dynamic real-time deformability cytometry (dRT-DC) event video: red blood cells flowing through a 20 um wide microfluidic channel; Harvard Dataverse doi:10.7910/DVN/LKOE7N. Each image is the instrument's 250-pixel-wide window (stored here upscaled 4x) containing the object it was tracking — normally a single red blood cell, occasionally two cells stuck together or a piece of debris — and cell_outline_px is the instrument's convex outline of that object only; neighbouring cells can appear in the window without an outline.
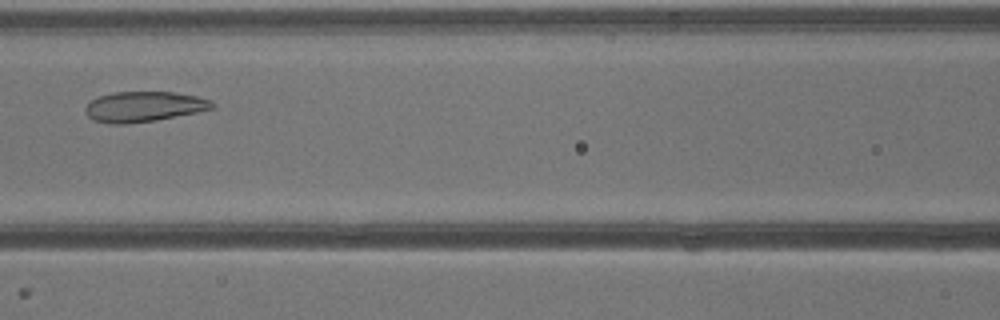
{"species": "common noctule bat (a hibernating species)", "species_latin": "Nyctalus noctula", "temperature_condition": "warm", "stored_images_in_passage": 33, "camera_frame_rate_fps": 3000, "um_per_image_px": 0.085, "animal": {"sex": "male", "body_mass_g": 13.3}, "frame": {"image": 1, "passage_image": 11, "time_ms": 3.333, "image_size_px": [1000, 320], "cell_outline_px": [[216, 108], [156, 120], [124, 124], [108, 124], [92, 120], [84, 112], [84, 108], [92, 100], [100, 96], [112, 92], [172, 92], [196, 96], [212, 100], [216, 104]], "centroid_in_image_um": [12.23, 9.07], "position_along_channel_um": 154.4, "area_um2": 22.48}}
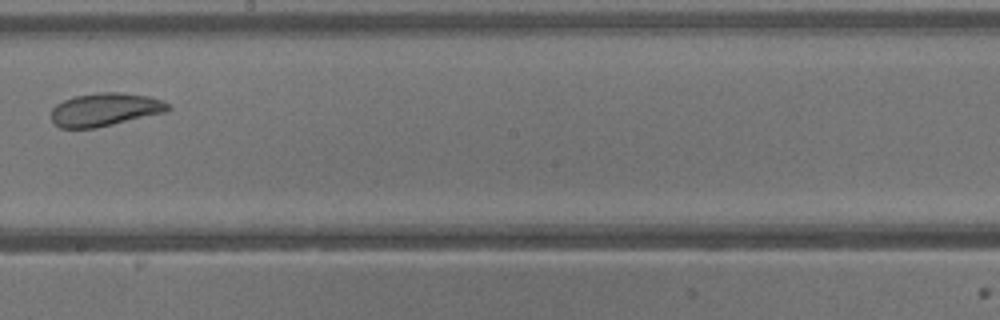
{"frame": {"image": 2, "passage_image": 16, "time_ms": 5.0, "image_size_px": [1000, 320], "cell_outline_px": [[172, 108], [168, 112], [96, 128], [60, 128], [52, 120], [52, 108], [56, 104], [64, 100], [76, 96], [100, 92], [120, 92], [148, 96], [164, 100]], "centroid_in_image_um": [8.97, 9.31], "position_along_channel_um": 239.2, "area_um2": 22.66}}
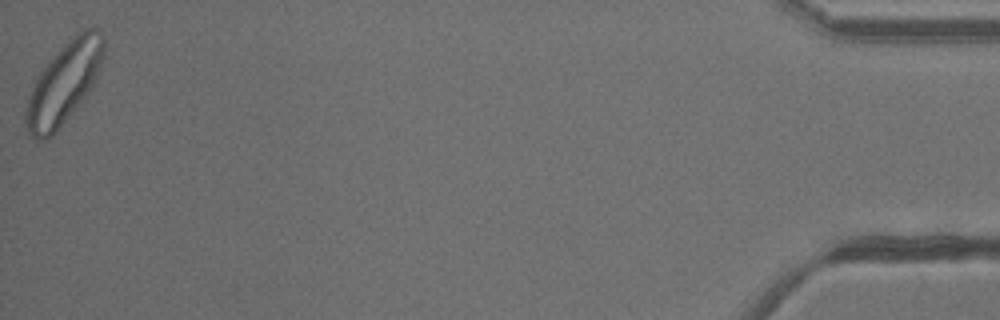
{"frame": {"image": 3, "passage_image": 33, "time_ms": 10.667, "image_size_px": [1000, 320], "cell_outline_px": [[104, 56], [96, 76], [92, 84], [84, 96], [56, 132], [48, 140], [36, 140], [28, 136], [24, 120], [24, 108], [36, 76], [52, 56], [60, 48], [84, 28], [96, 28], [104, 36]], "centroid_in_image_um": [5.38, 7.1], "position_along_channel_um": 429.8, "area_um2": 36.59}}